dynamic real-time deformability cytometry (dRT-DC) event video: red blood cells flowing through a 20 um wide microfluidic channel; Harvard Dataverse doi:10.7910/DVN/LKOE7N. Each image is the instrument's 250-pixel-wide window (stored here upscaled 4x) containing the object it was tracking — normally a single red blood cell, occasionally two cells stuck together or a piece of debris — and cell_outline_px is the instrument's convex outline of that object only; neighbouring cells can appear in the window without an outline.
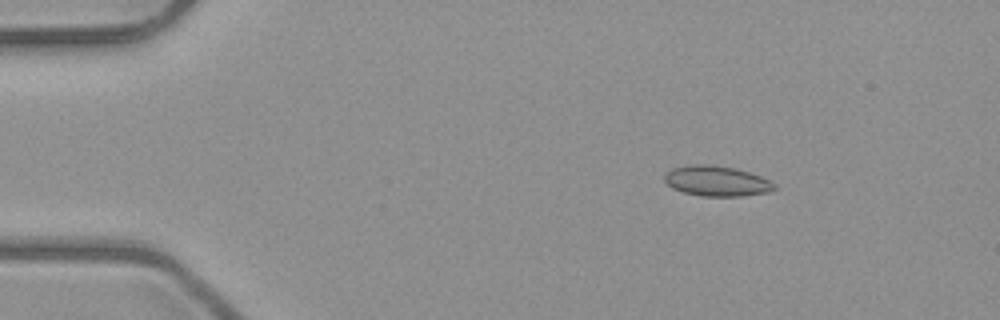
{"species": "common noctule bat (a hibernating species)", "species_latin": "Nyctalus noctula", "temperature_condition": "room temperature", "stored_images_in_passage": 4, "camera_frame_rate_fps": 3000, "um_per_image_px": 0.085, "animal": {"sex": "male", "body_mass_g": 23.1, "forearm_length_mm": 52.7}, "frame": {"image": 1, "passage_image": 2, "time_ms": 1.333, "image_size_px": [1000, 320], "cell_outline_px": [[776, 188], [768, 192], [740, 196], [700, 196], [684, 192], [672, 188], [664, 180], [664, 176], [672, 168], [688, 164], [708, 164], [736, 168], [760, 176], [776, 184]], "centroid_in_image_um": [60.9, 15.38], "position_along_channel_um": 24.1, "area_um2": 19.36}}